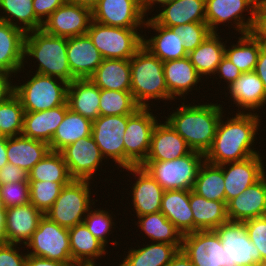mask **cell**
<instances>
[{
    "label": "cell",
    "mask_w": 266,
    "mask_h": 266,
    "mask_svg": "<svg viewBox=\"0 0 266 266\" xmlns=\"http://www.w3.org/2000/svg\"><path fill=\"white\" fill-rule=\"evenodd\" d=\"M251 242L258 248L262 263H266V216L244 221Z\"/></svg>",
    "instance_id": "obj_50"
},
{
    "label": "cell",
    "mask_w": 266,
    "mask_h": 266,
    "mask_svg": "<svg viewBox=\"0 0 266 266\" xmlns=\"http://www.w3.org/2000/svg\"><path fill=\"white\" fill-rule=\"evenodd\" d=\"M24 108L14 94L7 101L0 103V133L4 137H14L23 132Z\"/></svg>",
    "instance_id": "obj_45"
},
{
    "label": "cell",
    "mask_w": 266,
    "mask_h": 266,
    "mask_svg": "<svg viewBox=\"0 0 266 266\" xmlns=\"http://www.w3.org/2000/svg\"><path fill=\"white\" fill-rule=\"evenodd\" d=\"M68 1L92 7L98 0H68Z\"/></svg>",
    "instance_id": "obj_63"
},
{
    "label": "cell",
    "mask_w": 266,
    "mask_h": 266,
    "mask_svg": "<svg viewBox=\"0 0 266 266\" xmlns=\"http://www.w3.org/2000/svg\"><path fill=\"white\" fill-rule=\"evenodd\" d=\"M0 206H2L1 184H0Z\"/></svg>",
    "instance_id": "obj_65"
},
{
    "label": "cell",
    "mask_w": 266,
    "mask_h": 266,
    "mask_svg": "<svg viewBox=\"0 0 266 266\" xmlns=\"http://www.w3.org/2000/svg\"><path fill=\"white\" fill-rule=\"evenodd\" d=\"M237 43L225 45V56L235 64L242 73L254 71L260 49V40L252 33L241 34ZM228 46V47H227Z\"/></svg>",
    "instance_id": "obj_41"
},
{
    "label": "cell",
    "mask_w": 266,
    "mask_h": 266,
    "mask_svg": "<svg viewBox=\"0 0 266 266\" xmlns=\"http://www.w3.org/2000/svg\"><path fill=\"white\" fill-rule=\"evenodd\" d=\"M164 117L168 124L186 141L192 151L206 154L216 135L222 114L220 103L185 104ZM172 113V114H171Z\"/></svg>",
    "instance_id": "obj_2"
},
{
    "label": "cell",
    "mask_w": 266,
    "mask_h": 266,
    "mask_svg": "<svg viewBox=\"0 0 266 266\" xmlns=\"http://www.w3.org/2000/svg\"><path fill=\"white\" fill-rule=\"evenodd\" d=\"M91 133L92 121L68 109L49 143L50 150L60 152L67 145L88 137Z\"/></svg>",
    "instance_id": "obj_39"
},
{
    "label": "cell",
    "mask_w": 266,
    "mask_h": 266,
    "mask_svg": "<svg viewBox=\"0 0 266 266\" xmlns=\"http://www.w3.org/2000/svg\"><path fill=\"white\" fill-rule=\"evenodd\" d=\"M0 21L16 26L25 33L42 29L43 26L35 15L33 0H0Z\"/></svg>",
    "instance_id": "obj_40"
},
{
    "label": "cell",
    "mask_w": 266,
    "mask_h": 266,
    "mask_svg": "<svg viewBox=\"0 0 266 266\" xmlns=\"http://www.w3.org/2000/svg\"><path fill=\"white\" fill-rule=\"evenodd\" d=\"M158 8L159 12L151 17L159 25L168 28L191 22H206L205 0H173Z\"/></svg>",
    "instance_id": "obj_29"
},
{
    "label": "cell",
    "mask_w": 266,
    "mask_h": 266,
    "mask_svg": "<svg viewBox=\"0 0 266 266\" xmlns=\"http://www.w3.org/2000/svg\"><path fill=\"white\" fill-rule=\"evenodd\" d=\"M252 33L266 47V7L260 2L256 12V23Z\"/></svg>",
    "instance_id": "obj_55"
},
{
    "label": "cell",
    "mask_w": 266,
    "mask_h": 266,
    "mask_svg": "<svg viewBox=\"0 0 266 266\" xmlns=\"http://www.w3.org/2000/svg\"><path fill=\"white\" fill-rule=\"evenodd\" d=\"M189 204L194 218V232L215 230L229 220L227 206L223 201L207 200L193 190H189Z\"/></svg>",
    "instance_id": "obj_36"
},
{
    "label": "cell",
    "mask_w": 266,
    "mask_h": 266,
    "mask_svg": "<svg viewBox=\"0 0 266 266\" xmlns=\"http://www.w3.org/2000/svg\"><path fill=\"white\" fill-rule=\"evenodd\" d=\"M68 0H33L35 15L44 22L58 7Z\"/></svg>",
    "instance_id": "obj_54"
},
{
    "label": "cell",
    "mask_w": 266,
    "mask_h": 266,
    "mask_svg": "<svg viewBox=\"0 0 266 266\" xmlns=\"http://www.w3.org/2000/svg\"><path fill=\"white\" fill-rule=\"evenodd\" d=\"M69 183L29 180L30 203L41 212H47L60 195L62 188Z\"/></svg>",
    "instance_id": "obj_46"
},
{
    "label": "cell",
    "mask_w": 266,
    "mask_h": 266,
    "mask_svg": "<svg viewBox=\"0 0 266 266\" xmlns=\"http://www.w3.org/2000/svg\"><path fill=\"white\" fill-rule=\"evenodd\" d=\"M150 108L140 107L128 115L124 137V169L140 166L148 155L151 135L159 117ZM158 117V119H157Z\"/></svg>",
    "instance_id": "obj_10"
},
{
    "label": "cell",
    "mask_w": 266,
    "mask_h": 266,
    "mask_svg": "<svg viewBox=\"0 0 266 266\" xmlns=\"http://www.w3.org/2000/svg\"><path fill=\"white\" fill-rule=\"evenodd\" d=\"M235 114L232 117L228 115L227 120L222 114L212 145L204 155L205 161L222 165L261 154L254 150L256 135L261 128L259 113Z\"/></svg>",
    "instance_id": "obj_1"
},
{
    "label": "cell",
    "mask_w": 266,
    "mask_h": 266,
    "mask_svg": "<svg viewBox=\"0 0 266 266\" xmlns=\"http://www.w3.org/2000/svg\"><path fill=\"white\" fill-rule=\"evenodd\" d=\"M159 122L152 131L150 149L145 161H171L192 151L166 120Z\"/></svg>",
    "instance_id": "obj_24"
},
{
    "label": "cell",
    "mask_w": 266,
    "mask_h": 266,
    "mask_svg": "<svg viewBox=\"0 0 266 266\" xmlns=\"http://www.w3.org/2000/svg\"><path fill=\"white\" fill-rule=\"evenodd\" d=\"M26 33L7 22L0 21V69L11 72L15 77L24 66V38Z\"/></svg>",
    "instance_id": "obj_27"
},
{
    "label": "cell",
    "mask_w": 266,
    "mask_h": 266,
    "mask_svg": "<svg viewBox=\"0 0 266 266\" xmlns=\"http://www.w3.org/2000/svg\"><path fill=\"white\" fill-rule=\"evenodd\" d=\"M181 250L195 266H227L226 251L215 230L184 234Z\"/></svg>",
    "instance_id": "obj_16"
},
{
    "label": "cell",
    "mask_w": 266,
    "mask_h": 266,
    "mask_svg": "<svg viewBox=\"0 0 266 266\" xmlns=\"http://www.w3.org/2000/svg\"><path fill=\"white\" fill-rule=\"evenodd\" d=\"M139 29L143 33V28L113 27L91 20L86 34L104 59H131L143 43Z\"/></svg>",
    "instance_id": "obj_8"
},
{
    "label": "cell",
    "mask_w": 266,
    "mask_h": 266,
    "mask_svg": "<svg viewBox=\"0 0 266 266\" xmlns=\"http://www.w3.org/2000/svg\"><path fill=\"white\" fill-rule=\"evenodd\" d=\"M43 216L44 213L31 203L7 208L3 229L4 242L19 246L22 244L25 247Z\"/></svg>",
    "instance_id": "obj_20"
},
{
    "label": "cell",
    "mask_w": 266,
    "mask_h": 266,
    "mask_svg": "<svg viewBox=\"0 0 266 266\" xmlns=\"http://www.w3.org/2000/svg\"><path fill=\"white\" fill-rule=\"evenodd\" d=\"M166 266H195L182 250L172 257L171 261Z\"/></svg>",
    "instance_id": "obj_60"
},
{
    "label": "cell",
    "mask_w": 266,
    "mask_h": 266,
    "mask_svg": "<svg viewBox=\"0 0 266 266\" xmlns=\"http://www.w3.org/2000/svg\"><path fill=\"white\" fill-rule=\"evenodd\" d=\"M28 60L38 63L36 71L27 72L57 77L67 83L74 80L68 63L65 37L48 34L43 29L27 32L24 38V65L30 63Z\"/></svg>",
    "instance_id": "obj_3"
},
{
    "label": "cell",
    "mask_w": 266,
    "mask_h": 266,
    "mask_svg": "<svg viewBox=\"0 0 266 266\" xmlns=\"http://www.w3.org/2000/svg\"><path fill=\"white\" fill-rule=\"evenodd\" d=\"M29 180L71 182L63 155L58 151H49L28 173Z\"/></svg>",
    "instance_id": "obj_43"
},
{
    "label": "cell",
    "mask_w": 266,
    "mask_h": 266,
    "mask_svg": "<svg viewBox=\"0 0 266 266\" xmlns=\"http://www.w3.org/2000/svg\"><path fill=\"white\" fill-rule=\"evenodd\" d=\"M262 155L220 165L224 175L226 204L257 182L266 172Z\"/></svg>",
    "instance_id": "obj_19"
},
{
    "label": "cell",
    "mask_w": 266,
    "mask_h": 266,
    "mask_svg": "<svg viewBox=\"0 0 266 266\" xmlns=\"http://www.w3.org/2000/svg\"><path fill=\"white\" fill-rule=\"evenodd\" d=\"M144 28H148V31L151 28V30H154L156 33L155 36L151 35V37L148 38L146 32H144L142 45L161 61L166 62L188 56L180 36L171 28L159 25L152 17L146 19Z\"/></svg>",
    "instance_id": "obj_26"
},
{
    "label": "cell",
    "mask_w": 266,
    "mask_h": 266,
    "mask_svg": "<svg viewBox=\"0 0 266 266\" xmlns=\"http://www.w3.org/2000/svg\"><path fill=\"white\" fill-rule=\"evenodd\" d=\"M91 13L93 21L121 28H143L147 18L140 0H98Z\"/></svg>",
    "instance_id": "obj_15"
},
{
    "label": "cell",
    "mask_w": 266,
    "mask_h": 266,
    "mask_svg": "<svg viewBox=\"0 0 266 266\" xmlns=\"http://www.w3.org/2000/svg\"><path fill=\"white\" fill-rule=\"evenodd\" d=\"M172 1L173 0H140V4H141L142 10H143L145 16H147V18H148V14L150 15L151 11L153 12L155 10L154 7H156L158 5L162 7L163 5L168 4ZM156 4H158V5H156ZM149 11H150V13H149ZM146 13H148V14H146Z\"/></svg>",
    "instance_id": "obj_59"
},
{
    "label": "cell",
    "mask_w": 266,
    "mask_h": 266,
    "mask_svg": "<svg viewBox=\"0 0 266 266\" xmlns=\"http://www.w3.org/2000/svg\"><path fill=\"white\" fill-rule=\"evenodd\" d=\"M254 72L261 79L266 91V47L260 49Z\"/></svg>",
    "instance_id": "obj_58"
},
{
    "label": "cell",
    "mask_w": 266,
    "mask_h": 266,
    "mask_svg": "<svg viewBox=\"0 0 266 266\" xmlns=\"http://www.w3.org/2000/svg\"><path fill=\"white\" fill-rule=\"evenodd\" d=\"M160 211L182 235L194 232V218L189 204V190H165Z\"/></svg>",
    "instance_id": "obj_33"
},
{
    "label": "cell",
    "mask_w": 266,
    "mask_h": 266,
    "mask_svg": "<svg viewBox=\"0 0 266 266\" xmlns=\"http://www.w3.org/2000/svg\"><path fill=\"white\" fill-rule=\"evenodd\" d=\"M5 217L6 209L3 206H0V233H3V229L5 227Z\"/></svg>",
    "instance_id": "obj_62"
},
{
    "label": "cell",
    "mask_w": 266,
    "mask_h": 266,
    "mask_svg": "<svg viewBox=\"0 0 266 266\" xmlns=\"http://www.w3.org/2000/svg\"><path fill=\"white\" fill-rule=\"evenodd\" d=\"M226 91L225 97L230 94L228 98L234 102L235 107H238V113L255 112L256 114L257 110L265 108L266 91L261 79L254 71L242 73L227 87Z\"/></svg>",
    "instance_id": "obj_21"
},
{
    "label": "cell",
    "mask_w": 266,
    "mask_h": 266,
    "mask_svg": "<svg viewBox=\"0 0 266 266\" xmlns=\"http://www.w3.org/2000/svg\"><path fill=\"white\" fill-rule=\"evenodd\" d=\"M139 245L136 248L127 250L123 254V261L118 266H166L172 257L178 252V249L169 243L151 242V244Z\"/></svg>",
    "instance_id": "obj_38"
},
{
    "label": "cell",
    "mask_w": 266,
    "mask_h": 266,
    "mask_svg": "<svg viewBox=\"0 0 266 266\" xmlns=\"http://www.w3.org/2000/svg\"><path fill=\"white\" fill-rule=\"evenodd\" d=\"M259 3L260 0H205L206 23L212 33H217L221 24L229 23L238 35L250 33L256 23ZM244 13L248 14L247 18Z\"/></svg>",
    "instance_id": "obj_9"
},
{
    "label": "cell",
    "mask_w": 266,
    "mask_h": 266,
    "mask_svg": "<svg viewBox=\"0 0 266 266\" xmlns=\"http://www.w3.org/2000/svg\"><path fill=\"white\" fill-rule=\"evenodd\" d=\"M98 264H75L74 266H97Z\"/></svg>",
    "instance_id": "obj_64"
},
{
    "label": "cell",
    "mask_w": 266,
    "mask_h": 266,
    "mask_svg": "<svg viewBox=\"0 0 266 266\" xmlns=\"http://www.w3.org/2000/svg\"><path fill=\"white\" fill-rule=\"evenodd\" d=\"M18 245L5 242L0 244V266H26L28 254H23L20 248L24 247Z\"/></svg>",
    "instance_id": "obj_51"
},
{
    "label": "cell",
    "mask_w": 266,
    "mask_h": 266,
    "mask_svg": "<svg viewBox=\"0 0 266 266\" xmlns=\"http://www.w3.org/2000/svg\"><path fill=\"white\" fill-rule=\"evenodd\" d=\"M2 206L7 209L30 203L29 182H10L1 185Z\"/></svg>",
    "instance_id": "obj_49"
},
{
    "label": "cell",
    "mask_w": 266,
    "mask_h": 266,
    "mask_svg": "<svg viewBox=\"0 0 266 266\" xmlns=\"http://www.w3.org/2000/svg\"><path fill=\"white\" fill-rule=\"evenodd\" d=\"M50 151L49 144L21 135L7 137L8 163L30 172Z\"/></svg>",
    "instance_id": "obj_31"
},
{
    "label": "cell",
    "mask_w": 266,
    "mask_h": 266,
    "mask_svg": "<svg viewBox=\"0 0 266 266\" xmlns=\"http://www.w3.org/2000/svg\"><path fill=\"white\" fill-rule=\"evenodd\" d=\"M67 103L73 112L93 122L100 116V88L90 79H74L68 84Z\"/></svg>",
    "instance_id": "obj_30"
},
{
    "label": "cell",
    "mask_w": 266,
    "mask_h": 266,
    "mask_svg": "<svg viewBox=\"0 0 266 266\" xmlns=\"http://www.w3.org/2000/svg\"><path fill=\"white\" fill-rule=\"evenodd\" d=\"M13 78L15 76L11 72L0 69V103L7 101L14 95L15 83L12 81Z\"/></svg>",
    "instance_id": "obj_56"
},
{
    "label": "cell",
    "mask_w": 266,
    "mask_h": 266,
    "mask_svg": "<svg viewBox=\"0 0 266 266\" xmlns=\"http://www.w3.org/2000/svg\"><path fill=\"white\" fill-rule=\"evenodd\" d=\"M10 182H29L28 172L18 166L7 163L0 169V184L4 185Z\"/></svg>",
    "instance_id": "obj_53"
},
{
    "label": "cell",
    "mask_w": 266,
    "mask_h": 266,
    "mask_svg": "<svg viewBox=\"0 0 266 266\" xmlns=\"http://www.w3.org/2000/svg\"><path fill=\"white\" fill-rule=\"evenodd\" d=\"M110 211L111 210L107 211L106 209L103 210V208H91L83 220V223L92 233V235L100 240L106 247H108L107 245L110 241V239L108 238L109 235L114 232L112 227L116 229V222L114 223L116 218H113L116 216L115 214L113 216V213H110Z\"/></svg>",
    "instance_id": "obj_47"
},
{
    "label": "cell",
    "mask_w": 266,
    "mask_h": 266,
    "mask_svg": "<svg viewBox=\"0 0 266 266\" xmlns=\"http://www.w3.org/2000/svg\"><path fill=\"white\" fill-rule=\"evenodd\" d=\"M60 152L73 180L95 181L96 171L104 165L103 160L106 162L92 135L78 139Z\"/></svg>",
    "instance_id": "obj_14"
},
{
    "label": "cell",
    "mask_w": 266,
    "mask_h": 266,
    "mask_svg": "<svg viewBox=\"0 0 266 266\" xmlns=\"http://www.w3.org/2000/svg\"><path fill=\"white\" fill-rule=\"evenodd\" d=\"M215 231L226 251L227 266L262 264L260 252L249 239L244 222L228 220Z\"/></svg>",
    "instance_id": "obj_12"
},
{
    "label": "cell",
    "mask_w": 266,
    "mask_h": 266,
    "mask_svg": "<svg viewBox=\"0 0 266 266\" xmlns=\"http://www.w3.org/2000/svg\"><path fill=\"white\" fill-rule=\"evenodd\" d=\"M131 172L133 183L129 195L133 204L132 211L136 217L160 211L164 189L160 184L141 166H133L123 171ZM137 178V179H136ZM134 209V210H133Z\"/></svg>",
    "instance_id": "obj_18"
},
{
    "label": "cell",
    "mask_w": 266,
    "mask_h": 266,
    "mask_svg": "<svg viewBox=\"0 0 266 266\" xmlns=\"http://www.w3.org/2000/svg\"><path fill=\"white\" fill-rule=\"evenodd\" d=\"M8 163L7 158V137H0V169Z\"/></svg>",
    "instance_id": "obj_61"
},
{
    "label": "cell",
    "mask_w": 266,
    "mask_h": 266,
    "mask_svg": "<svg viewBox=\"0 0 266 266\" xmlns=\"http://www.w3.org/2000/svg\"><path fill=\"white\" fill-rule=\"evenodd\" d=\"M74 262H60L34 255H27L26 266H74Z\"/></svg>",
    "instance_id": "obj_57"
},
{
    "label": "cell",
    "mask_w": 266,
    "mask_h": 266,
    "mask_svg": "<svg viewBox=\"0 0 266 266\" xmlns=\"http://www.w3.org/2000/svg\"><path fill=\"white\" fill-rule=\"evenodd\" d=\"M139 108L131 91L100 89V116L131 115Z\"/></svg>",
    "instance_id": "obj_44"
},
{
    "label": "cell",
    "mask_w": 266,
    "mask_h": 266,
    "mask_svg": "<svg viewBox=\"0 0 266 266\" xmlns=\"http://www.w3.org/2000/svg\"><path fill=\"white\" fill-rule=\"evenodd\" d=\"M91 20V7L67 1L43 22L42 29L59 37L81 36L87 33Z\"/></svg>",
    "instance_id": "obj_17"
},
{
    "label": "cell",
    "mask_w": 266,
    "mask_h": 266,
    "mask_svg": "<svg viewBox=\"0 0 266 266\" xmlns=\"http://www.w3.org/2000/svg\"><path fill=\"white\" fill-rule=\"evenodd\" d=\"M28 73V80L22 79L23 84L19 81L20 85L15 81L14 88V94L20 99L25 112L45 111L67 102L69 83L57 77Z\"/></svg>",
    "instance_id": "obj_5"
},
{
    "label": "cell",
    "mask_w": 266,
    "mask_h": 266,
    "mask_svg": "<svg viewBox=\"0 0 266 266\" xmlns=\"http://www.w3.org/2000/svg\"><path fill=\"white\" fill-rule=\"evenodd\" d=\"M211 33L198 47L188 54L191 63L197 73L206 79L215 75L218 64L225 56V45L227 41H222L221 35ZM205 77V78H204Z\"/></svg>",
    "instance_id": "obj_34"
},
{
    "label": "cell",
    "mask_w": 266,
    "mask_h": 266,
    "mask_svg": "<svg viewBox=\"0 0 266 266\" xmlns=\"http://www.w3.org/2000/svg\"><path fill=\"white\" fill-rule=\"evenodd\" d=\"M89 79L100 89L130 91V59H103Z\"/></svg>",
    "instance_id": "obj_35"
},
{
    "label": "cell",
    "mask_w": 266,
    "mask_h": 266,
    "mask_svg": "<svg viewBox=\"0 0 266 266\" xmlns=\"http://www.w3.org/2000/svg\"><path fill=\"white\" fill-rule=\"evenodd\" d=\"M163 72L171 102L178 97L185 101V96L192 90L198 91L197 84L203 81L188 56L163 62Z\"/></svg>",
    "instance_id": "obj_25"
},
{
    "label": "cell",
    "mask_w": 266,
    "mask_h": 266,
    "mask_svg": "<svg viewBox=\"0 0 266 266\" xmlns=\"http://www.w3.org/2000/svg\"><path fill=\"white\" fill-rule=\"evenodd\" d=\"M4 242L3 233H0V244Z\"/></svg>",
    "instance_id": "obj_66"
},
{
    "label": "cell",
    "mask_w": 266,
    "mask_h": 266,
    "mask_svg": "<svg viewBox=\"0 0 266 266\" xmlns=\"http://www.w3.org/2000/svg\"><path fill=\"white\" fill-rule=\"evenodd\" d=\"M68 109L66 102L45 111L25 112L22 135L49 144Z\"/></svg>",
    "instance_id": "obj_28"
},
{
    "label": "cell",
    "mask_w": 266,
    "mask_h": 266,
    "mask_svg": "<svg viewBox=\"0 0 266 266\" xmlns=\"http://www.w3.org/2000/svg\"><path fill=\"white\" fill-rule=\"evenodd\" d=\"M137 221L135 225L149 242L169 243L181 250L183 235L161 211L138 216Z\"/></svg>",
    "instance_id": "obj_37"
},
{
    "label": "cell",
    "mask_w": 266,
    "mask_h": 266,
    "mask_svg": "<svg viewBox=\"0 0 266 266\" xmlns=\"http://www.w3.org/2000/svg\"><path fill=\"white\" fill-rule=\"evenodd\" d=\"M204 154L191 151L171 161H144L140 166L149 173L164 190H192Z\"/></svg>",
    "instance_id": "obj_7"
},
{
    "label": "cell",
    "mask_w": 266,
    "mask_h": 266,
    "mask_svg": "<svg viewBox=\"0 0 266 266\" xmlns=\"http://www.w3.org/2000/svg\"><path fill=\"white\" fill-rule=\"evenodd\" d=\"M68 230L71 258L75 264H96V259L108 254L107 247L92 235L84 223Z\"/></svg>",
    "instance_id": "obj_32"
},
{
    "label": "cell",
    "mask_w": 266,
    "mask_h": 266,
    "mask_svg": "<svg viewBox=\"0 0 266 266\" xmlns=\"http://www.w3.org/2000/svg\"><path fill=\"white\" fill-rule=\"evenodd\" d=\"M170 28L180 36L184 49L188 54L212 33L206 22H191Z\"/></svg>",
    "instance_id": "obj_48"
},
{
    "label": "cell",
    "mask_w": 266,
    "mask_h": 266,
    "mask_svg": "<svg viewBox=\"0 0 266 266\" xmlns=\"http://www.w3.org/2000/svg\"><path fill=\"white\" fill-rule=\"evenodd\" d=\"M260 2L266 7V0H260Z\"/></svg>",
    "instance_id": "obj_67"
},
{
    "label": "cell",
    "mask_w": 266,
    "mask_h": 266,
    "mask_svg": "<svg viewBox=\"0 0 266 266\" xmlns=\"http://www.w3.org/2000/svg\"><path fill=\"white\" fill-rule=\"evenodd\" d=\"M67 58L74 79H89L104 59L87 34L67 38Z\"/></svg>",
    "instance_id": "obj_23"
},
{
    "label": "cell",
    "mask_w": 266,
    "mask_h": 266,
    "mask_svg": "<svg viewBox=\"0 0 266 266\" xmlns=\"http://www.w3.org/2000/svg\"><path fill=\"white\" fill-rule=\"evenodd\" d=\"M128 115L99 116L92 122V137L104 159H111L114 166L124 169V135Z\"/></svg>",
    "instance_id": "obj_13"
},
{
    "label": "cell",
    "mask_w": 266,
    "mask_h": 266,
    "mask_svg": "<svg viewBox=\"0 0 266 266\" xmlns=\"http://www.w3.org/2000/svg\"><path fill=\"white\" fill-rule=\"evenodd\" d=\"M91 181L72 180L64 186L52 207L44 213L49 220L70 229L83 223L89 210L95 208L91 200Z\"/></svg>",
    "instance_id": "obj_6"
},
{
    "label": "cell",
    "mask_w": 266,
    "mask_h": 266,
    "mask_svg": "<svg viewBox=\"0 0 266 266\" xmlns=\"http://www.w3.org/2000/svg\"><path fill=\"white\" fill-rule=\"evenodd\" d=\"M26 253L60 262H73L69 242V230L49 220H40L38 228L25 244ZM30 249V251L28 250Z\"/></svg>",
    "instance_id": "obj_11"
},
{
    "label": "cell",
    "mask_w": 266,
    "mask_h": 266,
    "mask_svg": "<svg viewBox=\"0 0 266 266\" xmlns=\"http://www.w3.org/2000/svg\"><path fill=\"white\" fill-rule=\"evenodd\" d=\"M192 190L207 200L223 201L226 203L222 167L204 161L199 168Z\"/></svg>",
    "instance_id": "obj_42"
},
{
    "label": "cell",
    "mask_w": 266,
    "mask_h": 266,
    "mask_svg": "<svg viewBox=\"0 0 266 266\" xmlns=\"http://www.w3.org/2000/svg\"><path fill=\"white\" fill-rule=\"evenodd\" d=\"M230 221L244 222L266 216V173L226 204Z\"/></svg>",
    "instance_id": "obj_22"
},
{
    "label": "cell",
    "mask_w": 266,
    "mask_h": 266,
    "mask_svg": "<svg viewBox=\"0 0 266 266\" xmlns=\"http://www.w3.org/2000/svg\"><path fill=\"white\" fill-rule=\"evenodd\" d=\"M131 93L136 103L143 108H150L151 100L169 101L163 61L153 55L143 45L130 59ZM151 105V106H150Z\"/></svg>",
    "instance_id": "obj_4"
},
{
    "label": "cell",
    "mask_w": 266,
    "mask_h": 266,
    "mask_svg": "<svg viewBox=\"0 0 266 266\" xmlns=\"http://www.w3.org/2000/svg\"><path fill=\"white\" fill-rule=\"evenodd\" d=\"M241 74L242 72L238 69V67L233 64L226 56H224L221 62L218 64L216 73L213 76H217L221 81L224 80L223 82H226V87H228Z\"/></svg>",
    "instance_id": "obj_52"
}]
</instances>
